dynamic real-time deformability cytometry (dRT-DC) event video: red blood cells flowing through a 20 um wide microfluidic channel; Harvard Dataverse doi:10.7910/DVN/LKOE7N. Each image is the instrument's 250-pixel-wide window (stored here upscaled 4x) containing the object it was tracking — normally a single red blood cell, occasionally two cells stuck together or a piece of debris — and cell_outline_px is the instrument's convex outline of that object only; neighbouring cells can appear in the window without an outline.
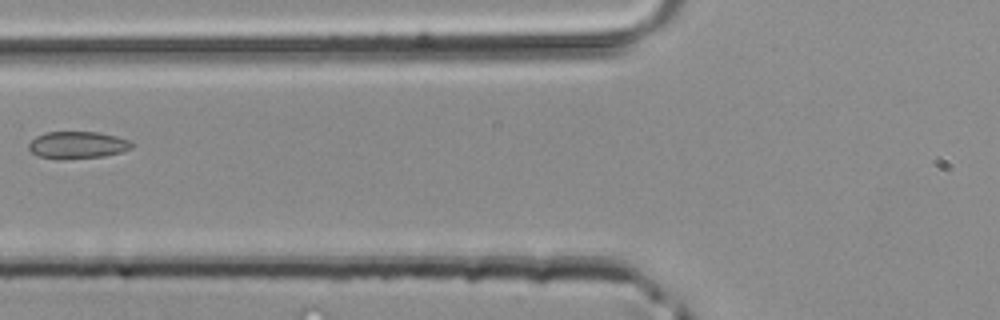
{"species": "common noctule bat (a hibernating species)", "species_latin": "Nyctalus noctula", "temperature_condition": "room temperature", "stored_images_in_passage": 3, "camera_frame_rate_fps": 3000, "um_per_image_px": 0.085, "animal": {"sex": "male", "body_mass_g": 20.4}, "frame": {"image": 1, "passage_image": 3, "time_ms": 0.667, "image_size_px": [1000, 320], "cell_outline_px": [[136, 144], [132, 148], [120, 152], [104, 156], [40, 156], [32, 152], [28, 148], [28, 144], [36, 136], [44, 132], [100, 132], [132, 140]], "centroid_in_image_um": [6.67, 12.26], "position_along_channel_um": 119.1, "area_um2": 15.61}}